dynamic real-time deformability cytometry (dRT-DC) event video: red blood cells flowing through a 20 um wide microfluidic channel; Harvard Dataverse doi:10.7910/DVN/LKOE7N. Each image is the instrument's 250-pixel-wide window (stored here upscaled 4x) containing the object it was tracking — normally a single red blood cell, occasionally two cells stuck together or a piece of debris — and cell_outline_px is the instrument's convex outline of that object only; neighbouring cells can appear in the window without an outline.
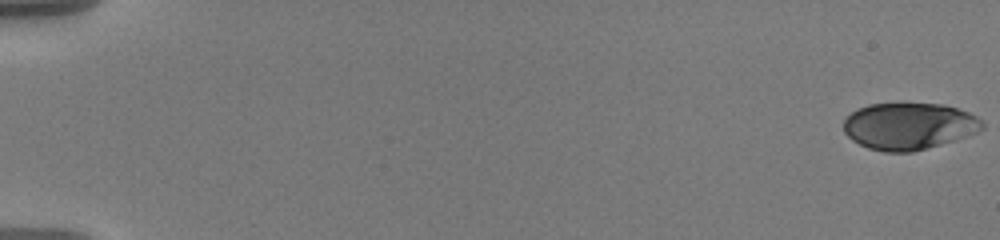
{"species": "human", "species_latin": "Homo sapiens", "temperature_condition": "warm", "stored_images_in_passage": 58, "camera_frame_rate_fps": 3000, "um_per_image_px": 0.085, "donor": {"sex": "male"}, "frame": {"image": 1, "passage_image": 1, "time_ms": 0.0, "image_size_px": [1000, 240], "cell_outline_px": [[984, 128], [968, 136], [912, 152], [884, 152], [868, 148], [852, 140], [844, 132], [844, 120], [852, 112], [868, 104], [944, 104], [968, 112], [976, 116], [984, 124]], "centroid_in_image_um": [77.26, 10.73], "position_along_channel_um": 7.7, "area_um2": 37.57}}
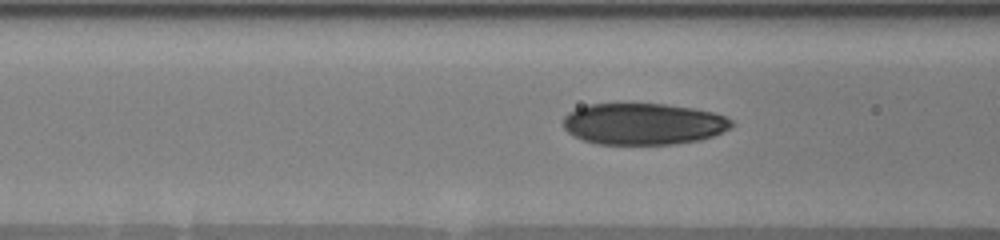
{"frame": {"image": 2, "passage_image": 25, "time_ms": 8.0, "image_size_px": [1000, 240], "cell_outline_px": [[732, 124], [728, 128], [712, 136], [700, 140], [676, 144], [596, 144], [584, 140], [568, 132], [564, 128], [564, 116], [568, 112], [576, 108], [588, 104], [664, 104], [692, 108], [712, 112], [724, 116], [732, 120]], "centroid_in_image_um": [54.65, 10.53], "position_along_channel_um": 111.9, "area_um2": 40.52}}
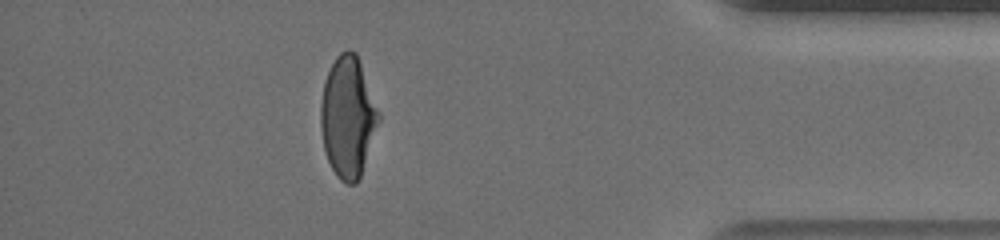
{"frame": {"image": 3, "passage_image": 52, "time_ms": 17.0, "image_size_px": [1000, 240], "cell_outline_px": [[380, 120], [360, 176], [356, 184], [348, 184], [340, 180], [336, 176], [328, 160], [324, 148], [320, 128], [320, 104], [324, 84], [328, 72], [336, 56], [340, 52], [348, 48], [356, 52], [380, 112]], "centroid_in_image_um": [29.57, 9.93], "position_along_channel_um": 405.6, "area_um2": 40.81}, "authors_computed_cell_mechanics": {"area_um2": 40.5467, "velocity_mm_per_s": 3.6172, "shape_relaxation_time_tau1_ms": 4.5349, "shape_relaxation_time_tau2_ms": 1.0546, "deformation_change_tau1": 0.1791, "deformation_change_tau2": 0.0512}}